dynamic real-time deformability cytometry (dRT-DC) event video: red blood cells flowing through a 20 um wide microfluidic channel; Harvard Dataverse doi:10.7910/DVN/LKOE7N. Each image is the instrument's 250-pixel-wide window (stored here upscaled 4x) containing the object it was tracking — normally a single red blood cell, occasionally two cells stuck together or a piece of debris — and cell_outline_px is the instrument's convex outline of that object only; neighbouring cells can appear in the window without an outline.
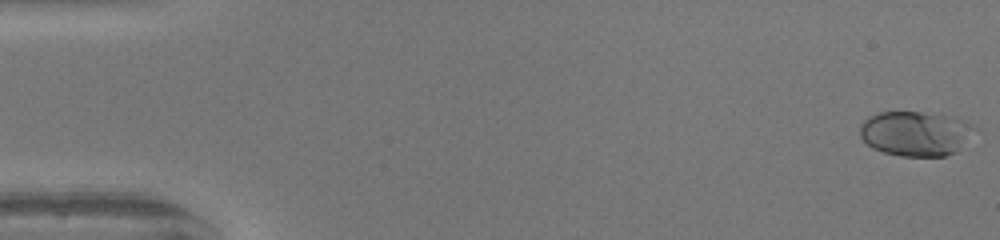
{"species": "human", "species_latin": "Homo sapiens", "temperature_condition": "warm", "stored_images_in_passage": 50, "camera_frame_rate_fps": 3000, "um_per_image_px": 0.085, "donor": {"sex": "female"}, "frame": {"image": 1, "passage_image": 1, "time_ms": 0.0, "image_size_px": [1000, 240], "cell_outline_px": [[984, 132], [956, 152], [944, 156], [900, 156], [884, 152], [872, 148], [860, 136], [860, 124], [864, 120], [880, 112], [940, 112], [956, 116], [968, 120], [980, 128]], "centroid_in_image_um": [78.04, 11.33], "position_along_channel_um": 7.0, "area_um2": 31.39}}
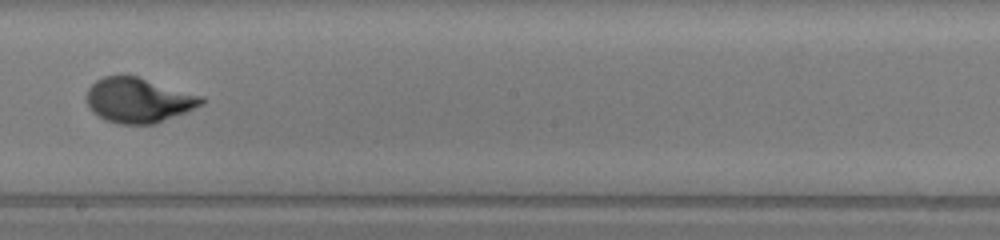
{"frame": {"image": 2, "passage_image": 29, "time_ms": 9.333, "image_size_px": [1000, 240], "cell_outline_px": [[208, 100], [204, 104], [184, 112], [152, 124], [120, 124], [108, 120], [92, 112], [88, 104], [88, 88], [96, 80], [104, 76], [124, 72], [204, 96]], "centroid_in_image_um": [11.79, 8.47], "position_along_channel_um": 236.4, "area_um2": 30.17}}
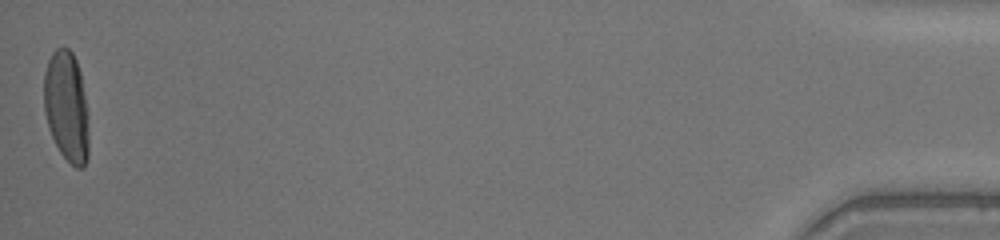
{"frame": {"image": 3, "passage_image": 50, "time_ms": 16.333, "image_size_px": [1000, 240], "cell_outline_px": [[88, 160], [80, 168], [76, 168], [60, 152], [52, 136], [44, 112], [44, 72], [48, 60], [52, 52], [56, 48], [68, 48], [72, 52], [76, 60], [80, 72], [88, 112]], "centroid_in_image_um": [5.66, 9.04], "position_along_channel_um": 429.5, "area_um2": 28.9}, "authors_computed_cell_mechanics": {"area_um2": 28.9578, "velocity_mm_per_s": 4.1884, "shape_relaxation_time_tau1_ms": 3.9657, "shape_relaxation_time_tau2_ms": null, "deformation_change_tau1": 0.2135, "deformation_change_tau2": null}}